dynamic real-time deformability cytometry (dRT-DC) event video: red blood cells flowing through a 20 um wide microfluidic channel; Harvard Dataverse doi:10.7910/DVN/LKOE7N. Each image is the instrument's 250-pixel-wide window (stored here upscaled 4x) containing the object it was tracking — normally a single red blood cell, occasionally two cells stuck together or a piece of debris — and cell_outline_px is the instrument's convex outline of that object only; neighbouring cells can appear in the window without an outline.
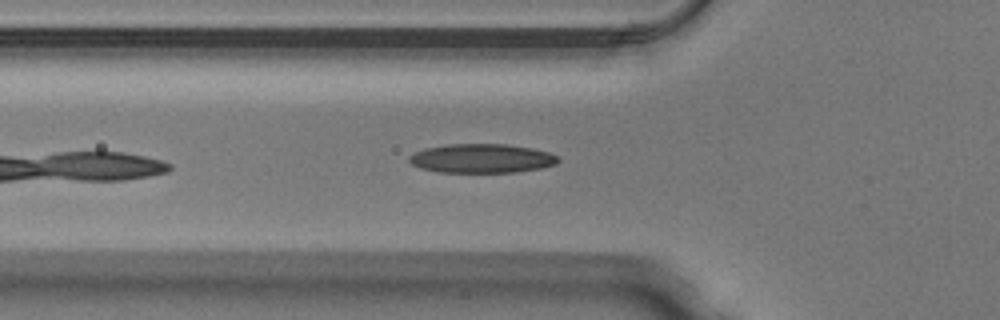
{"species": "Egyptian fruit bat (a non-hibernating species)", "species_latin": "Rousettus aegyptiacus", "temperature_condition": "warm", "stored_images_in_passage": 31, "camera_frame_rate_fps": 3000, "um_per_image_px": 0.085, "animal": {"sex": "male"}, "frame": {"image": 1, "passage_image": 2, "time_ms": 0.333, "image_size_px": [1000, 320], "cell_outline_px": [[560, 160], [556, 164], [540, 168], [516, 172], [440, 172], [420, 168], [412, 164], [408, 160], [408, 156], [424, 148], [452, 144], [508, 144], [532, 148], [548, 152], [556, 156]], "centroid_in_image_um": [40.94, 13.46], "position_along_channel_um": 84.9, "area_um2": 25.14}}
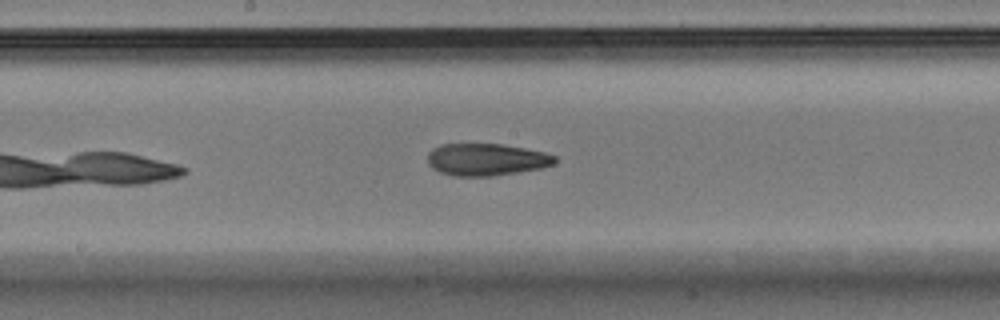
{"frame": {"image": 2, "passage_image": 11, "time_ms": 3.333, "image_size_px": [1000, 320], "cell_outline_px": [[556, 160], [552, 164], [540, 168], [492, 176], [456, 176], [440, 172], [432, 168], [428, 164], [428, 152], [432, 148], [440, 144], [500, 144], [524, 148], [544, 152], [556, 156]], "centroid_in_image_um": [41.29, 13.55], "position_along_channel_um": 206.9, "area_um2": 23.7}}
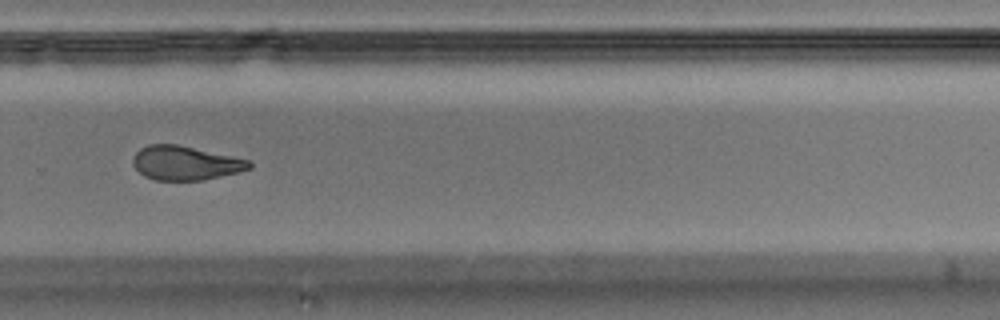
{"frame": {"image": 3, "passage_image": 19, "time_ms": 6.0, "image_size_px": [1000, 320], "cell_outline_px": [[252, 168], [204, 180], [156, 180], [144, 176], [132, 164], [132, 156], [140, 148], [148, 144], [176, 144], [252, 160]], "centroid_in_image_um": [15.74, 13.85], "position_along_channel_um": 314.1, "area_um2": 23.12}, "authors_computed_cell_mechanics": {"area_um2": 23.8136, "velocity_mm_per_s": 4.0353, "shape_relaxation_time_tau1_ms": null, "shape_relaxation_time_tau2_ms": 3.5661, "deformation_change_tau1": null, "deformation_change_tau2": 0.1174}}